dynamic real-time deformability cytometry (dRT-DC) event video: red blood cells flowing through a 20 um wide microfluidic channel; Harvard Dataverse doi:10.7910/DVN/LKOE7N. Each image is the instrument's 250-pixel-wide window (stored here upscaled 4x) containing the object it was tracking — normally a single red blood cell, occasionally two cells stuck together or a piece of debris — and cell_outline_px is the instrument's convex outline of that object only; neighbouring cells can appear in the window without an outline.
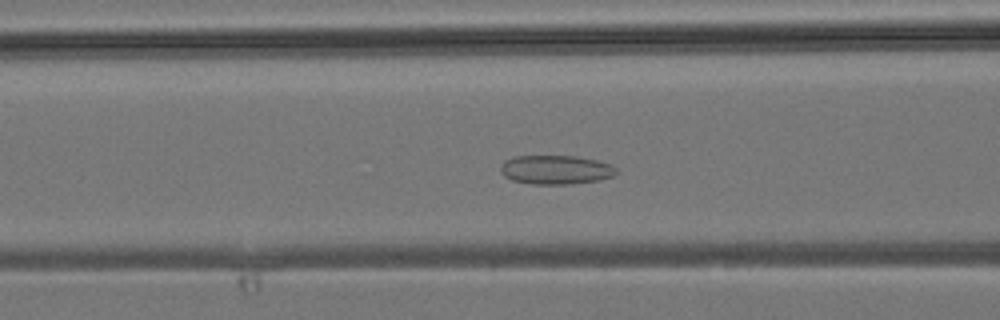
{"species": "common noctule bat (a hibernating species)", "species_latin": "Nyctalus noctula", "temperature_condition": "room temperature", "stored_images_in_passage": 39, "camera_frame_rate_fps": 3000, "um_per_image_px": 0.085, "animal": {"sex": "male", "body_mass_g": 19.2, "forearm_length_mm": 51.8}, "frame": {"image": 1, "passage_image": 13, "time_ms": 4.0, "image_size_px": [1000, 320], "cell_outline_px": [[616, 172], [612, 176], [600, 180], [572, 184], [532, 184], [512, 180], [504, 176], [500, 172], [500, 164], [504, 160], [512, 156], [576, 156], [596, 160], [612, 164], [616, 168]], "centroid_in_image_um": [47.21, 14.42], "position_along_channel_um": 119.4, "area_um2": 19.77}}
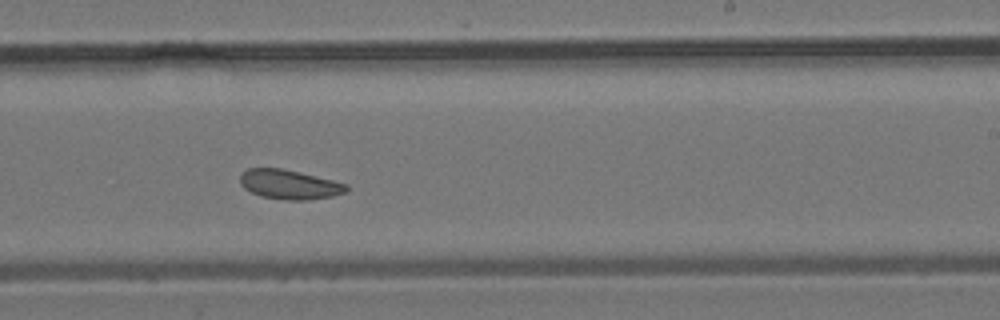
{"frame": {"image": 2, "passage_image": 22, "time_ms": 7.0, "image_size_px": [1000, 320], "cell_outline_px": [[348, 188], [344, 192], [332, 196], [308, 200], [288, 200], [260, 196], [244, 188], [240, 184], [240, 176], [248, 168], [280, 168], [300, 172], [348, 184]], "centroid_in_image_um": [24.59, 15.68], "position_along_channel_um": 264.4, "area_um2": 18.09}}
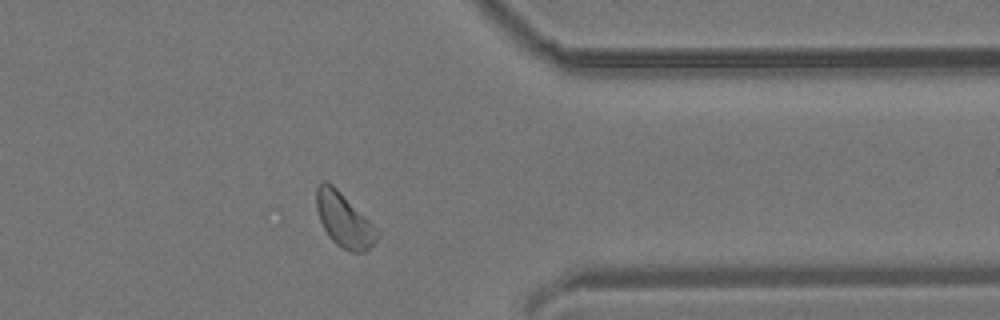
{"frame": {"image": 3, "passage_image": 30, "time_ms": 9.667, "image_size_px": [1000, 320], "cell_outline_px": [[380, 232], [376, 240], [364, 252], [352, 252], [336, 244], [328, 236], [320, 220], [316, 208], [316, 188], [320, 180], [324, 180], [332, 184], [380, 228]], "centroid_in_image_um": [29.26, 18.67], "position_along_channel_um": 382.1, "area_um2": 19.42}}